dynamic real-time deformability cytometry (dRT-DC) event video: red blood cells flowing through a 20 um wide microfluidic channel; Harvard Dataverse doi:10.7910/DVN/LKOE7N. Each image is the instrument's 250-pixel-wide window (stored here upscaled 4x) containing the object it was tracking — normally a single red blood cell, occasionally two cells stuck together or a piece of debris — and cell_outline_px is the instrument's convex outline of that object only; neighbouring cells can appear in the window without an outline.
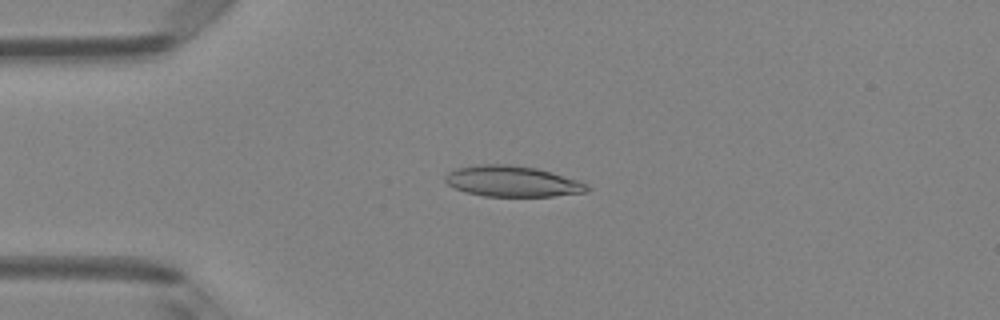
{"species": "Egyptian fruit bat (a non-hibernating species)", "species_latin": "Rousettus aegyptiacus", "temperature_condition": "room temperature", "stored_images_in_passage": 46, "camera_frame_rate_fps": 3000, "um_per_image_px": 0.085, "animal": {"sex": "female"}, "frame": {"image": 1, "passage_image": 10, "time_ms": 3.0, "image_size_px": [1000, 320], "cell_outline_px": [[592, 188], [588, 192], [552, 196], [484, 196], [464, 192], [448, 184], [444, 180], [444, 176], [448, 172], [456, 168], [476, 164], [512, 164], [536, 168], [552, 172], [588, 184]], "centroid_in_image_um": [43.54, 15.41], "position_along_channel_um": 41.5, "area_um2": 25.66}}
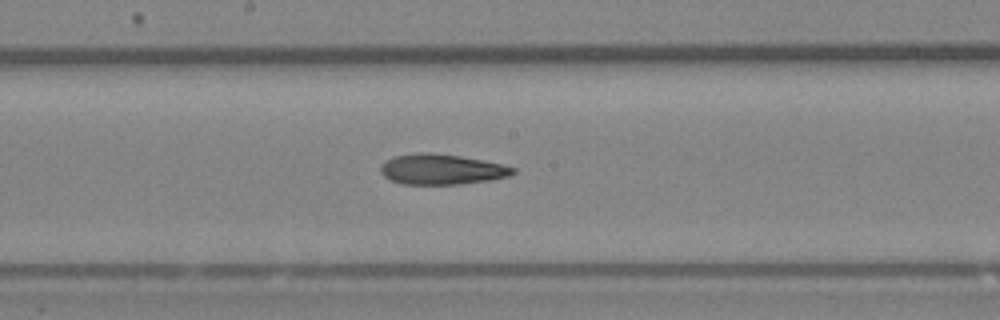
{"frame": {"image": 2, "passage_image": 24, "time_ms": 7.667, "image_size_px": [1000, 320], "cell_outline_px": [[516, 172], [508, 176], [488, 180], [460, 184], [400, 184], [384, 176], [380, 172], [380, 168], [388, 160], [396, 156], [420, 152], [432, 152], [460, 156], [504, 164], [516, 168]], "centroid_in_image_um": [37.57, 14.39], "position_along_channel_um": 210.6, "area_um2": 23.29}}
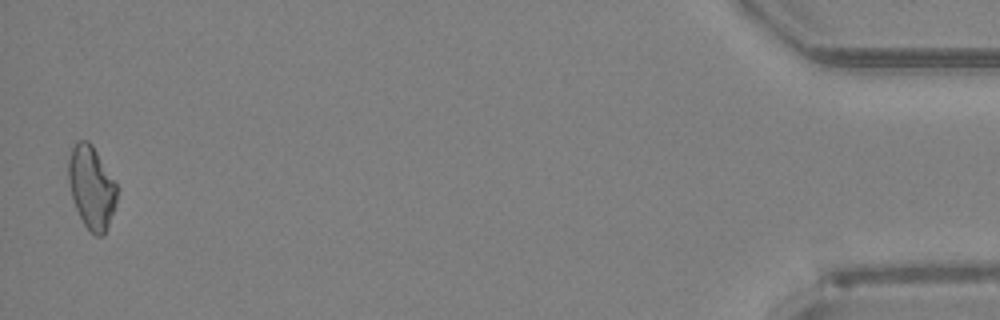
{"frame": {"image": 3, "passage_image": 46, "time_ms": 15.0, "image_size_px": [1000, 320], "cell_outline_px": [[116, 200], [104, 236], [96, 236], [84, 224], [76, 208], [72, 196], [68, 180], [68, 156], [72, 148], [80, 140], [88, 140], [92, 144], [116, 184]], "centroid_in_image_um": [7.75, 15.91], "position_along_channel_um": 427.4, "area_um2": 22.89}, "authors_computed_cell_mechanics": {"area_um2": 23.9003, "velocity_mm_per_s": 4.1739, "shape_relaxation_time_tau1_ms": null, "shape_relaxation_time_tau2_ms": 6.1379, "deformation_change_tau1": null, "deformation_change_tau2": 0.1653}}